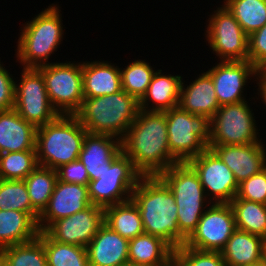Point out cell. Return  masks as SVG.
Returning <instances> with one entry per match:
<instances>
[{"mask_svg":"<svg viewBox=\"0 0 266 266\" xmlns=\"http://www.w3.org/2000/svg\"><path fill=\"white\" fill-rule=\"evenodd\" d=\"M121 149L142 176L159 175L179 163L169 150L166 111L140 110L121 140Z\"/></svg>","mask_w":266,"mask_h":266,"instance_id":"6da1fadb","label":"cell"},{"mask_svg":"<svg viewBox=\"0 0 266 266\" xmlns=\"http://www.w3.org/2000/svg\"><path fill=\"white\" fill-rule=\"evenodd\" d=\"M144 232L160 237L174 250L184 245L187 237L178 226V207L167 184L158 176H141L132 192Z\"/></svg>","mask_w":266,"mask_h":266,"instance_id":"7a4b0ae2","label":"cell"},{"mask_svg":"<svg viewBox=\"0 0 266 266\" xmlns=\"http://www.w3.org/2000/svg\"><path fill=\"white\" fill-rule=\"evenodd\" d=\"M61 6L57 3L38 12L31 20L22 23L15 48L16 63L19 68H38L54 63L49 61L58 51L66 34ZM65 32V33H64Z\"/></svg>","mask_w":266,"mask_h":266,"instance_id":"3957f363","label":"cell"},{"mask_svg":"<svg viewBox=\"0 0 266 266\" xmlns=\"http://www.w3.org/2000/svg\"><path fill=\"white\" fill-rule=\"evenodd\" d=\"M139 111V100L122 89L110 95L84 98L74 115L89 134L111 135L122 140Z\"/></svg>","mask_w":266,"mask_h":266,"instance_id":"277c9868","label":"cell"},{"mask_svg":"<svg viewBox=\"0 0 266 266\" xmlns=\"http://www.w3.org/2000/svg\"><path fill=\"white\" fill-rule=\"evenodd\" d=\"M88 132L75 115L59 114L36 131V155L40 166L57 170L78 159Z\"/></svg>","mask_w":266,"mask_h":266,"instance_id":"5b68a950","label":"cell"},{"mask_svg":"<svg viewBox=\"0 0 266 266\" xmlns=\"http://www.w3.org/2000/svg\"><path fill=\"white\" fill-rule=\"evenodd\" d=\"M174 195L180 231L188 238L212 202L200 178L188 162H179L158 175Z\"/></svg>","mask_w":266,"mask_h":266,"instance_id":"8992f818","label":"cell"},{"mask_svg":"<svg viewBox=\"0 0 266 266\" xmlns=\"http://www.w3.org/2000/svg\"><path fill=\"white\" fill-rule=\"evenodd\" d=\"M250 96L249 100L219 107L210 119L209 145H247L265 141L260 136V125L252 107L257 103L254 93Z\"/></svg>","mask_w":266,"mask_h":266,"instance_id":"52a82bcc","label":"cell"},{"mask_svg":"<svg viewBox=\"0 0 266 266\" xmlns=\"http://www.w3.org/2000/svg\"><path fill=\"white\" fill-rule=\"evenodd\" d=\"M166 121L169 150L179 162H188L208 148V117L191 114L177 106L166 111Z\"/></svg>","mask_w":266,"mask_h":266,"instance_id":"ba28073f","label":"cell"},{"mask_svg":"<svg viewBox=\"0 0 266 266\" xmlns=\"http://www.w3.org/2000/svg\"><path fill=\"white\" fill-rule=\"evenodd\" d=\"M37 69L43 75L52 107L59 114L74 115L84 99L82 62L58 60Z\"/></svg>","mask_w":266,"mask_h":266,"instance_id":"9c48e42d","label":"cell"},{"mask_svg":"<svg viewBox=\"0 0 266 266\" xmlns=\"http://www.w3.org/2000/svg\"><path fill=\"white\" fill-rule=\"evenodd\" d=\"M141 176L132 160L121 151L106 165L99 179L88 182L91 203L106 208L130 200Z\"/></svg>","mask_w":266,"mask_h":266,"instance_id":"30bf717a","label":"cell"},{"mask_svg":"<svg viewBox=\"0 0 266 266\" xmlns=\"http://www.w3.org/2000/svg\"><path fill=\"white\" fill-rule=\"evenodd\" d=\"M215 8L206 18L203 34L210 52L217 61H248V35L223 3Z\"/></svg>","mask_w":266,"mask_h":266,"instance_id":"8fae6325","label":"cell"},{"mask_svg":"<svg viewBox=\"0 0 266 266\" xmlns=\"http://www.w3.org/2000/svg\"><path fill=\"white\" fill-rule=\"evenodd\" d=\"M15 79L14 109L36 128L53 121L59 113L52 107L42 73L37 68H20Z\"/></svg>","mask_w":266,"mask_h":266,"instance_id":"7c38bea8","label":"cell"},{"mask_svg":"<svg viewBox=\"0 0 266 266\" xmlns=\"http://www.w3.org/2000/svg\"><path fill=\"white\" fill-rule=\"evenodd\" d=\"M236 229L230 204L212 203L184 245L201 251L221 252Z\"/></svg>","mask_w":266,"mask_h":266,"instance_id":"4fadbf2b","label":"cell"},{"mask_svg":"<svg viewBox=\"0 0 266 266\" xmlns=\"http://www.w3.org/2000/svg\"><path fill=\"white\" fill-rule=\"evenodd\" d=\"M188 163L197 172L212 203H230L236 197L239 184L234 173L211 149L207 148Z\"/></svg>","mask_w":266,"mask_h":266,"instance_id":"5bb4252c","label":"cell"},{"mask_svg":"<svg viewBox=\"0 0 266 266\" xmlns=\"http://www.w3.org/2000/svg\"><path fill=\"white\" fill-rule=\"evenodd\" d=\"M217 62L215 66L211 65V68L207 67L208 70L204 69V71L213 80L219 105L249 100L246 99L247 90H250L249 85L254 83L258 69L250 61Z\"/></svg>","mask_w":266,"mask_h":266,"instance_id":"9a60e30c","label":"cell"},{"mask_svg":"<svg viewBox=\"0 0 266 266\" xmlns=\"http://www.w3.org/2000/svg\"><path fill=\"white\" fill-rule=\"evenodd\" d=\"M103 224L104 208L91 204L53 222L44 232L55 241L87 247Z\"/></svg>","mask_w":266,"mask_h":266,"instance_id":"2e32d148","label":"cell"},{"mask_svg":"<svg viewBox=\"0 0 266 266\" xmlns=\"http://www.w3.org/2000/svg\"><path fill=\"white\" fill-rule=\"evenodd\" d=\"M91 201L87 185L57 180L47 207L40 214L37 226L45 231L53 222L84 210Z\"/></svg>","mask_w":266,"mask_h":266,"instance_id":"e0dca14e","label":"cell"},{"mask_svg":"<svg viewBox=\"0 0 266 266\" xmlns=\"http://www.w3.org/2000/svg\"><path fill=\"white\" fill-rule=\"evenodd\" d=\"M234 173L237 183L266 168V141L247 145H209Z\"/></svg>","mask_w":266,"mask_h":266,"instance_id":"ac0fdd59","label":"cell"},{"mask_svg":"<svg viewBox=\"0 0 266 266\" xmlns=\"http://www.w3.org/2000/svg\"><path fill=\"white\" fill-rule=\"evenodd\" d=\"M188 83V84H186ZM178 106L191 114L211 119L220 105L211 76L201 70L192 82L182 80Z\"/></svg>","mask_w":266,"mask_h":266,"instance_id":"d6986e66","label":"cell"},{"mask_svg":"<svg viewBox=\"0 0 266 266\" xmlns=\"http://www.w3.org/2000/svg\"><path fill=\"white\" fill-rule=\"evenodd\" d=\"M83 96L95 98L122 90L120 67L111 61L96 59L82 60Z\"/></svg>","mask_w":266,"mask_h":266,"instance_id":"ffe728a7","label":"cell"},{"mask_svg":"<svg viewBox=\"0 0 266 266\" xmlns=\"http://www.w3.org/2000/svg\"><path fill=\"white\" fill-rule=\"evenodd\" d=\"M86 249L89 266H120L128 261L129 240L103 224Z\"/></svg>","mask_w":266,"mask_h":266,"instance_id":"44dd1931","label":"cell"},{"mask_svg":"<svg viewBox=\"0 0 266 266\" xmlns=\"http://www.w3.org/2000/svg\"><path fill=\"white\" fill-rule=\"evenodd\" d=\"M164 73L160 68L153 74L146 93L139 100L140 110L164 112L178 106L184 77Z\"/></svg>","mask_w":266,"mask_h":266,"instance_id":"7402d4cb","label":"cell"},{"mask_svg":"<svg viewBox=\"0 0 266 266\" xmlns=\"http://www.w3.org/2000/svg\"><path fill=\"white\" fill-rule=\"evenodd\" d=\"M121 151L119 138L87 133L78 159L86 168L89 181L99 179V175L105 170L106 165Z\"/></svg>","mask_w":266,"mask_h":266,"instance_id":"603a6c76","label":"cell"},{"mask_svg":"<svg viewBox=\"0 0 266 266\" xmlns=\"http://www.w3.org/2000/svg\"><path fill=\"white\" fill-rule=\"evenodd\" d=\"M36 131L14 108L0 112V154L36 150Z\"/></svg>","mask_w":266,"mask_h":266,"instance_id":"cb8c5ba5","label":"cell"},{"mask_svg":"<svg viewBox=\"0 0 266 266\" xmlns=\"http://www.w3.org/2000/svg\"><path fill=\"white\" fill-rule=\"evenodd\" d=\"M266 240L258 235L236 229L221 251L228 266H248L264 259Z\"/></svg>","mask_w":266,"mask_h":266,"instance_id":"d4e9b609","label":"cell"},{"mask_svg":"<svg viewBox=\"0 0 266 266\" xmlns=\"http://www.w3.org/2000/svg\"><path fill=\"white\" fill-rule=\"evenodd\" d=\"M174 249L163 239L143 233L129 240L128 261L146 266H173Z\"/></svg>","mask_w":266,"mask_h":266,"instance_id":"484cf974","label":"cell"},{"mask_svg":"<svg viewBox=\"0 0 266 266\" xmlns=\"http://www.w3.org/2000/svg\"><path fill=\"white\" fill-rule=\"evenodd\" d=\"M37 223L25 212L0 210V249L35 239Z\"/></svg>","mask_w":266,"mask_h":266,"instance_id":"4316f807","label":"cell"},{"mask_svg":"<svg viewBox=\"0 0 266 266\" xmlns=\"http://www.w3.org/2000/svg\"><path fill=\"white\" fill-rule=\"evenodd\" d=\"M104 224L128 240L145 233L139 209L131 199L104 208Z\"/></svg>","mask_w":266,"mask_h":266,"instance_id":"83f0119b","label":"cell"},{"mask_svg":"<svg viewBox=\"0 0 266 266\" xmlns=\"http://www.w3.org/2000/svg\"><path fill=\"white\" fill-rule=\"evenodd\" d=\"M236 228L266 240V205L234 198L230 203Z\"/></svg>","mask_w":266,"mask_h":266,"instance_id":"f1b7e54d","label":"cell"},{"mask_svg":"<svg viewBox=\"0 0 266 266\" xmlns=\"http://www.w3.org/2000/svg\"><path fill=\"white\" fill-rule=\"evenodd\" d=\"M57 180V170L40 165L24 179L32 207L39 214L47 207Z\"/></svg>","mask_w":266,"mask_h":266,"instance_id":"f546056e","label":"cell"},{"mask_svg":"<svg viewBox=\"0 0 266 266\" xmlns=\"http://www.w3.org/2000/svg\"><path fill=\"white\" fill-rule=\"evenodd\" d=\"M0 257L7 266H47L42 231L31 241L0 249Z\"/></svg>","mask_w":266,"mask_h":266,"instance_id":"4dcf8cb0","label":"cell"},{"mask_svg":"<svg viewBox=\"0 0 266 266\" xmlns=\"http://www.w3.org/2000/svg\"><path fill=\"white\" fill-rule=\"evenodd\" d=\"M222 2L248 36L266 24V0H223Z\"/></svg>","mask_w":266,"mask_h":266,"instance_id":"1f68e13d","label":"cell"},{"mask_svg":"<svg viewBox=\"0 0 266 266\" xmlns=\"http://www.w3.org/2000/svg\"><path fill=\"white\" fill-rule=\"evenodd\" d=\"M42 243L46 252L47 266H89L87 249L51 239L42 231Z\"/></svg>","mask_w":266,"mask_h":266,"instance_id":"d6a6232c","label":"cell"},{"mask_svg":"<svg viewBox=\"0 0 266 266\" xmlns=\"http://www.w3.org/2000/svg\"><path fill=\"white\" fill-rule=\"evenodd\" d=\"M127 63L123 68L120 67L122 89L140 100L146 93L156 69L145 59H135Z\"/></svg>","mask_w":266,"mask_h":266,"instance_id":"836d02e7","label":"cell"},{"mask_svg":"<svg viewBox=\"0 0 266 266\" xmlns=\"http://www.w3.org/2000/svg\"><path fill=\"white\" fill-rule=\"evenodd\" d=\"M27 213L36 223L40 214L32 207L24 180L0 179V210Z\"/></svg>","mask_w":266,"mask_h":266,"instance_id":"e575fe53","label":"cell"},{"mask_svg":"<svg viewBox=\"0 0 266 266\" xmlns=\"http://www.w3.org/2000/svg\"><path fill=\"white\" fill-rule=\"evenodd\" d=\"M37 166L36 150L0 154V179L24 180Z\"/></svg>","mask_w":266,"mask_h":266,"instance_id":"d590c367","label":"cell"},{"mask_svg":"<svg viewBox=\"0 0 266 266\" xmlns=\"http://www.w3.org/2000/svg\"><path fill=\"white\" fill-rule=\"evenodd\" d=\"M173 266H228L221 252L201 251L182 245L174 250Z\"/></svg>","mask_w":266,"mask_h":266,"instance_id":"8d00e7d4","label":"cell"},{"mask_svg":"<svg viewBox=\"0 0 266 266\" xmlns=\"http://www.w3.org/2000/svg\"><path fill=\"white\" fill-rule=\"evenodd\" d=\"M235 198L266 205V168L239 183Z\"/></svg>","mask_w":266,"mask_h":266,"instance_id":"74e56055","label":"cell"},{"mask_svg":"<svg viewBox=\"0 0 266 266\" xmlns=\"http://www.w3.org/2000/svg\"><path fill=\"white\" fill-rule=\"evenodd\" d=\"M11 73L0 58V112L14 108L15 79L18 77Z\"/></svg>","mask_w":266,"mask_h":266,"instance_id":"f35d334b","label":"cell"},{"mask_svg":"<svg viewBox=\"0 0 266 266\" xmlns=\"http://www.w3.org/2000/svg\"><path fill=\"white\" fill-rule=\"evenodd\" d=\"M248 61L257 69L266 63V24L248 36Z\"/></svg>","mask_w":266,"mask_h":266,"instance_id":"ab89813d","label":"cell"},{"mask_svg":"<svg viewBox=\"0 0 266 266\" xmlns=\"http://www.w3.org/2000/svg\"><path fill=\"white\" fill-rule=\"evenodd\" d=\"M58 179L66 183L88 185L89 176L83 163L77 159L57 169Z\"/></svg>","mask_w":266,"mask_h":266,"instance_id":"60d3db41","label":"cell"},{"mask_svg":"<svg viewBox=\"0 0 266 266\" xmlns=\"http://www.w3.org/2000/svg\"><path fill=\"white\" fill-rule=\"evenodd\" d=\"M254 84H256L255 88L257 87L255 89L256 93L254 92L255 98L257 99L256 102L261 101V102H259L260 103L259 106L261 105L260 107L263 108L262 107V105H263L264 106L263 109H266V77L259 70L256 74Z\"/></svg>","mask_w":266,"mask_h":266,"instance_id":"b9f144b4","label":"cell"},{"mask_svg":"<svg viewBox=\"0 0 266 266\" xmlns=\"http://www.w3.org/2000/svg\"><path fill=\"white\" fill-rule=\"evenodd\" d=\"M120 266H146V265L138 264V263H133V262L127 261L124 264H121Z\"/></svg>","mask_w":266,"mask_h":266,"instance_id":"7bdbcfd3","label":"cell"},{"mask_svg":"<svg viewBox=\"0 0 266 266\" xmlns=\"http://www.w3.org/2000/svg\"><path fill=\"white\" fill-rule=\"evenodd\" d=\"M266 77V63L258 69Z\"/></svg>","mask_w":266,"mask_h":266,"instance_id":"ee69618b","label":"cell"},{"mask_svg":"<svg viewBox=\"0 0 266 266\" xmlns=\"http://www.w3.org/2000/svg\"><path fill=\"white\" fill-rule=\"evenodd\" d=\"M248 266H266V263L264 261V259L256 264H251V265H248Z\"/></svg>","mask_w":266,"mask_h":266,"instance_id":"f6af8a7d","label":"cell"},{"mask_svg":"<svg viewBox=\"0 0 266 266\" xmlns=\"http://www.w3.org/2000/svg\"><path fill=\"white\" fill-rule=\"evenodd\" d=\"M0 266H7L6 263L2 260L1 257H0Z\"/></svg>","mask_w":266,"mask_h":266,"instance_id":"bcb514c9","label":"cell"}]
</instances>
